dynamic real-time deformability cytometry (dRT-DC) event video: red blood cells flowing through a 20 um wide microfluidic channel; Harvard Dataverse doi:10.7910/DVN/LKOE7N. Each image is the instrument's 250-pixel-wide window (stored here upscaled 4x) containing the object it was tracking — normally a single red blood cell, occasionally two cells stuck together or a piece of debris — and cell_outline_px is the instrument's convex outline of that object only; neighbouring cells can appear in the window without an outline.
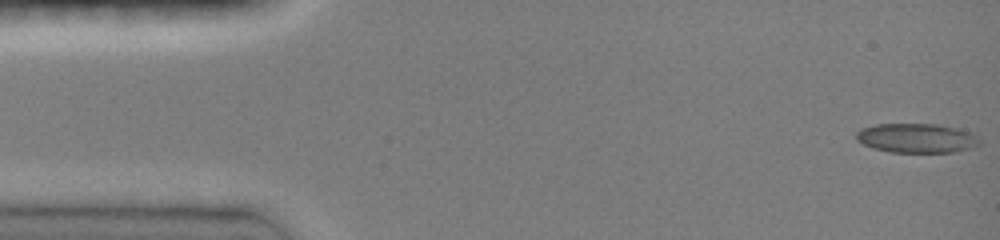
{"species": "common noctule bat (a hibernating species)", "species_latin": "Nyctalus noctula", "temperature_condition": "room temperature", "stored_images_in_passage": 47, "camera_frame_rate_fps": 3000, "um_per_image_px": 0.085, "animal": {"sex": "female", "body_mass_g": 19.0, "forearm_length_mm": 51.5}, "frame": {"image": 1, "passage_image": 1, "time_ms": 0.0, "image_size_px": [1000, 240], "cell_outline_px": [[980, 144], [972, 148], [952, 152], [888, 152], [872, 148], [856, 140], [856, 132], [860, 128], [876, 124], [936, 124], [956, 128], [968, 132], [976, 136], [980, 140]], "centroid_in_image_um": [77.87, 11.74], "position_along_channel_um": 7.1, "area_um2": 21.1}}
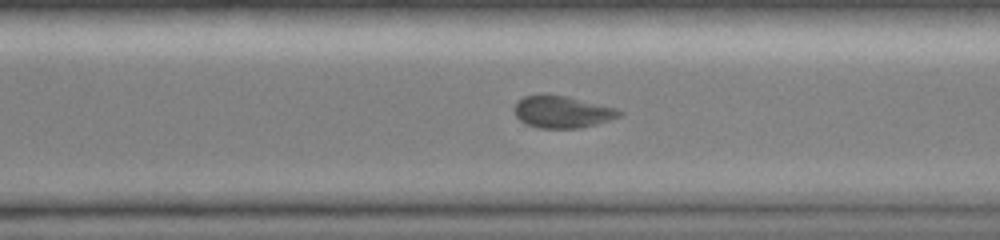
{"frame": {"image": 2, "passage_image": 33, "time_ms": 10.667, "image_size_px": [1000, 240], "cell_outline_px": [[624, 112], [620, 116], [612, 120], [580, 128], [540, 128], [524, 124], [516, 116], [512, 108], [516, 100], [524, 96], [564, 96], [616, 108]], "centroid_in_image_um": [47.77, 9.54], "position_along_channel_um": 322.8, "area_um2": 19.42}}
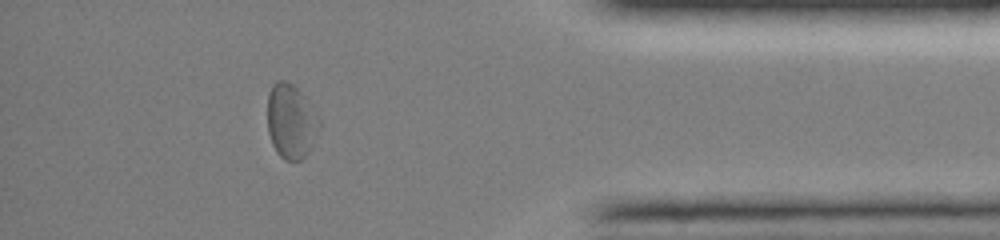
{"frame": {"image": 3, "passage_image": 41, "time_ms": 13.333, "image_size_px": [1000, 240], "cell_outline_px": [[320, 128], [308, 152], [300, 160], [284, 160], [276, 152], [272, 144], [268, 132], [268, 92], [272, 84], [276, 80], [284, 80], [292, 84], [300, 92], [320, 120]], "centroid_in_image_um": [24.71, 10.32], "position_along_channel_um": 410.5, "area_um2": 22.25}, "authors_computed_cell_mechanics": {"area_um2": 20.2878, "velocity_mm_per_s": 4.0949, "shape_relaxation_time_tau1_ms": 3.2422, "shape_relaxation_time_tau2_ms": 4.0682, "deformation_change_tau1": 0.1227, "deformation_change_tau2": 0.0792}}